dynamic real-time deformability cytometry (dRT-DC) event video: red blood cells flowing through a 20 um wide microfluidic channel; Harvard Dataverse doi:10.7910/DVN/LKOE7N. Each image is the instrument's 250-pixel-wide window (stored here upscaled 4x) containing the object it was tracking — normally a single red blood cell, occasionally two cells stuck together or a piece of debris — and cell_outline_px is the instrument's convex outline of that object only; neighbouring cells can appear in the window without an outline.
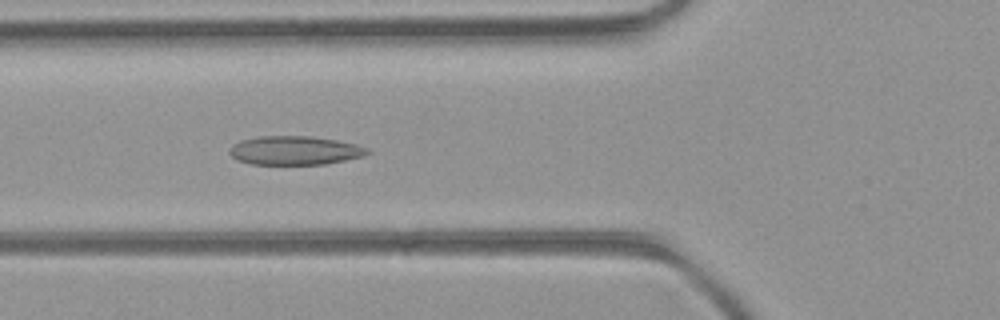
{"species": "common noctule bat (a hibernating species)", "species_latin": "Nyctalus noctula", "temperature_condition": "room temperature", "stored_images_in_passage": 48, "camera_frame_rate_fps": 3000, "um_per_image_px": 0.085, "animal": {"sex": "female", "body_mass_g": 21.9}, "frame": {"image": 1, "passage_image": 17, "time_ms": 5.333, "image_size_px": [1000, 320], "cell_outline_px": [[372, 152], [364, 156], [324, 164], [252, 164], [236, 160], [228, 152], [228, 148], [240, 140], [256, 136], [312, 136], [336, 140], [356, 144], [368, 148]], "centroid_in_image_um": [25.04, 12.78], "position_along_channel_um": 100.8, "area_um2": 23.29}}
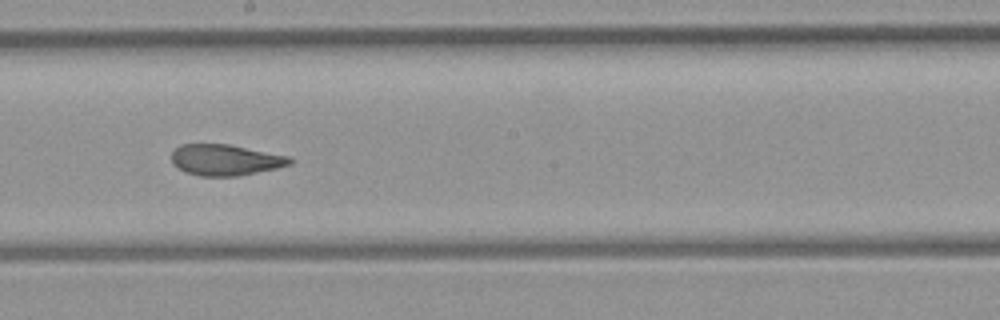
{"frame": {"image": 2, "passage_image": 26, "time_ms": 8.333, "image_size_px": [1000, 320], "cell_outline_px": [[292, 164], [276, 168], [236, 176], [200, 176], [184, 172], [172, 164], [172, 152], [180, 144], [228, 144], [288, 156], [292, 160]], "centroid_in_image_um": [19.11, 13.59], "position_along_channel_um": 229.1, "area_um2": 21.27}}
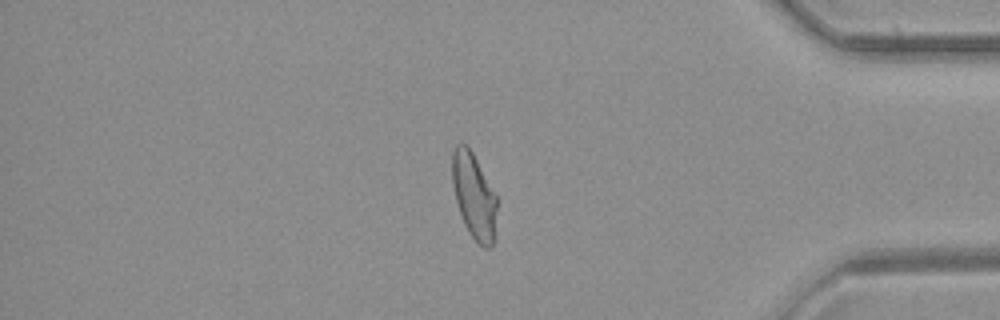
{"frame": {"image": 3, "passage_image": 40, "time_ms": 13.0, "image_size_px": [1000, 320], "cell_outline_px": [[496, 236], [492, 248], [484, 248], [468, 232], [464, 224], [456, 200], [452, 184], [452, 152], [456, 144], [464, 144], [472, 152], [496, 196]], "centroid_in_image_um": [40.29, 16.71], "position_along_channel_um": 394.9, "area_um2": 22.14}, "authors_computed_cell_mechanics": {"area_um2": 23.1778, "velocity_mm_per_s": 4.2562, "shape_relaxation_time_tau1_ms": 8.7176, "shape_relaxation_time_tau2_ms": 1.5003, "deformation_change_tau1": 0.2112, "deformation_change_tau2": 0.0911}}